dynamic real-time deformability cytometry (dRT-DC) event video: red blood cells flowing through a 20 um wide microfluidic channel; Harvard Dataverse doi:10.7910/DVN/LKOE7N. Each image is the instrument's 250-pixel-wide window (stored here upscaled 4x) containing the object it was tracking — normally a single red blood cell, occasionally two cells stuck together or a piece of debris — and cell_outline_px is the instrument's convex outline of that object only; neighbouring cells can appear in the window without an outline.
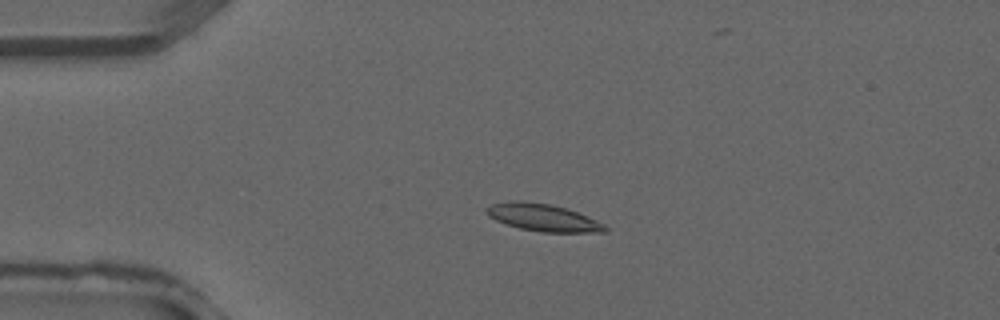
{"species": "common noctule bat (a hibernating species)", "species_latin": "Nyctalus noctula", "temperature_condition": "warm", "stored_images_in_passage": 37, "camera_frame_rate_fps": 3000, "um_per_image_px": 0.085, "animal": {"sex": "male", "forearm_length_mm": 52.5}, "frame": {"image": 1, "passage_image": 8, "time_ms": 2.333, "image_size_px": [1000, 320], "cell_outline_px": [[608, 232], [544, 232], [520, 228], [496, 220], [488, 216], [484, 212], [484, 208], [492, 204], [512, 200], [520, 200], [548, 204], [564, 208], [576, 212], [596, 220], [604, 224], [608, 228]], "centroid_in_image_um": [46.12, 18.49], "position_along_channel_um": 38.9, "area_um2": 18.67}}
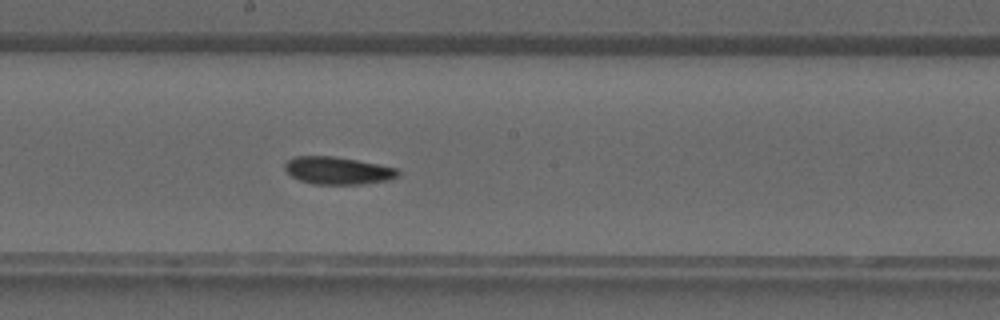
{"frame": {"image": 2, "passage_image": 20, "time_ms": 6.333, "image_size_px": [1000, 320], "cell_outline_px": [[400, 172], [396, 176], [388, 180], [360, 184], [312, 184], [300, 180], [292, 176], [284, 168], [284, 164], [288, 160], [296, 156], [332, 156], [356, 160], [396, 168]], "centroid_in_image_um": [28.67, 14.5], "position_along_channel_um": 219.5, "area_um2": 17.86}}
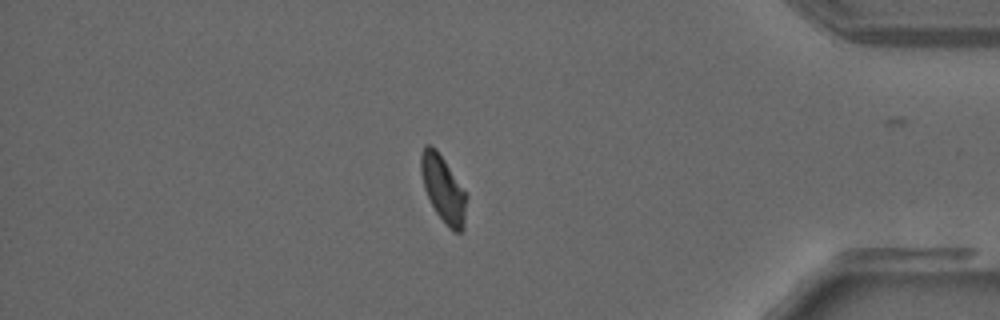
{"frame": {"image": 3, "passage_image": 32, "time_ms": 10.333, "image_size_px": [1000, 320], "cell_outline_px": [[468, 196], [464, 228], [460, 232], [452, 232], [448, 228], [436, 212], [424, 188], [420, 172], [420, 156], [424, 144], [432, 144], [436, 148], [468, 192]], "centroid_in_image_um": [37.7, 16.04], "position_along_channel_um": 397.5, "area_um2": 18.26}}